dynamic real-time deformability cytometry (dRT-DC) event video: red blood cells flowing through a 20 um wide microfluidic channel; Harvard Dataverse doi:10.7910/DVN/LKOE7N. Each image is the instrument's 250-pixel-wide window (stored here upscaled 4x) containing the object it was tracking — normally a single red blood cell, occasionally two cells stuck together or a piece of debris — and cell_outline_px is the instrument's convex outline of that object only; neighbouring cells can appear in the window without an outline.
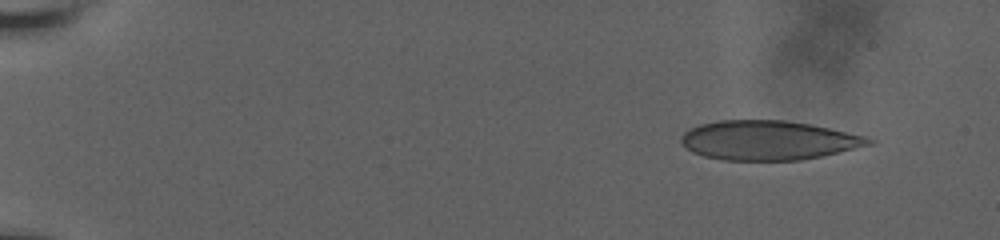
{"species": "human", "species_latin": "Homo sapiens", "temperature_condition": "room temperature", "stored_images_in_passage": 17, "camera_frame_rate_fps": 3000, "um_per_image_px": 0.085, "donor": {"sex": "male"}, "frame": {"image": 1, "passage_image": 6, "time_ms": 1.667, "image_size_px": [1000, 240], "cell_outline_px": [[876, 144], [820, 156], [800, 160], [724, 160], [704, 156], [692, 152], [680, 144], [680, 136], [688, 128], [700, 124], [720, 120], [784, 120], [812, 124], [864, 136], [876, 140]], "centroid_in_image_um": [65.29, 11.92], "position_along_channel_um": 19.7, "area_um2": 43.23}}